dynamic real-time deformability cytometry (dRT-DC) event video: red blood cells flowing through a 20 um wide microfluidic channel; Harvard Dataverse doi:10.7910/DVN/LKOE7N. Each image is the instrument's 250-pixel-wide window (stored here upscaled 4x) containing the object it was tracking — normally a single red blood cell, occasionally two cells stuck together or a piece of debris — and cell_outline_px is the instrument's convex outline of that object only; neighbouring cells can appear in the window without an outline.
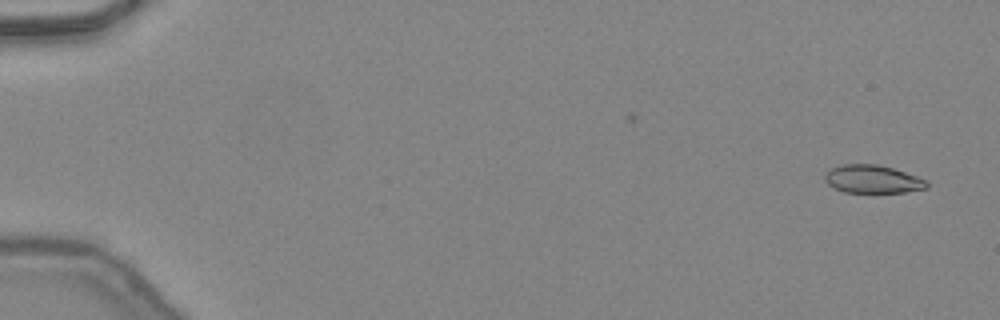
{"species": "common noctule bat (a hibernating species)", "species_latin": "Nyctalus noctula", "temperature_condition": "warm", "stored_images_in_passage": 44, "camera_frame_rate_fps": 3000, "um_per_image_px": 0.085, "animal": {"sex": "female", "body_mass_g": 24.6, "forearm_length_mm": 56.2}, "frame": {"image": 1, "passage_image": 2, "time_ms": 0.333, "image_size_px": [1000, 320], "cell_outline_px": [[928, 188], [904, 192], [844, 192], [828, 184], [824, 180], [824, 176], [832, 168], [844, 164], [876, 164], [892, 168], [928, 180]], "centroid_in_image_um": [74.19, 15.23], "position_along_channel_um": 10.8, "area_um2": 16.47}}
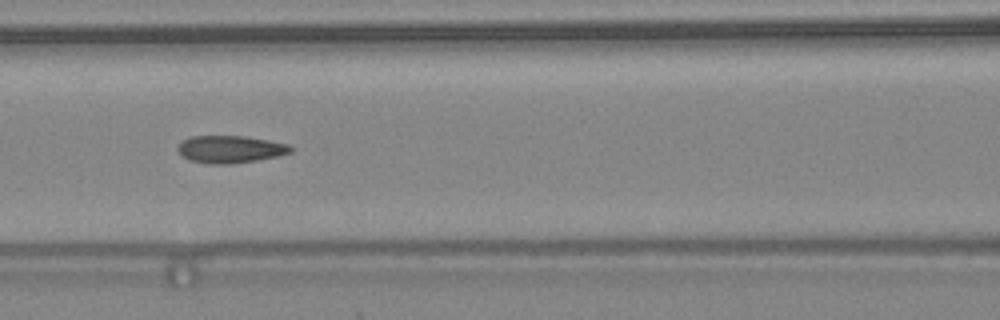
{"frame": {"image": 2, "passage_image": 22, "time_ms": 7.0, "image_size_px": [1000, 320], "cell_outline_px": [[292, 152], [280, 156], [232, 164], [208, 164], [188, 160], [176, 148], [184, 140], [192, 136], [244, 136], [268, 140], [288, 144], [292, 148]], "centroid_in_image_um": [19.59, 12.69], "position_along_channel_um": 147.0, "area_um2": 17.98}}
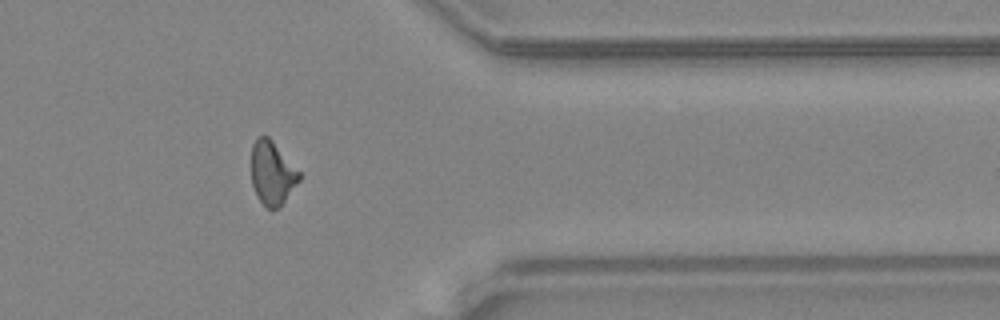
{"frame": {"image": 3, "passage_image": 39, "time_ms": 12.667, "image_size_px": [1000, 320], "cell_outline_px": [[300, 180], [284, 200], [272, 212], [256, 196], [252, 184], [252, 144], [260, 136], [268, 136], [272, 140], [300, 172]], "centroid_in_image_um": [23.13, 14.71], "position_along_channel_um": 388.3, "area_um2": 17.4}, "authors_computed_cell_mechanics": {"area_um2": 17.8602, "velocity_mm_per_s": 4.4592, "shape_relaxation_time_tau1_ms": 11.1453, "shape_relaxation_time_tau2_ms": 1.5101, "deformation_change_tau1": 0.2611, "deformation_change_tau2": 0.0901}}